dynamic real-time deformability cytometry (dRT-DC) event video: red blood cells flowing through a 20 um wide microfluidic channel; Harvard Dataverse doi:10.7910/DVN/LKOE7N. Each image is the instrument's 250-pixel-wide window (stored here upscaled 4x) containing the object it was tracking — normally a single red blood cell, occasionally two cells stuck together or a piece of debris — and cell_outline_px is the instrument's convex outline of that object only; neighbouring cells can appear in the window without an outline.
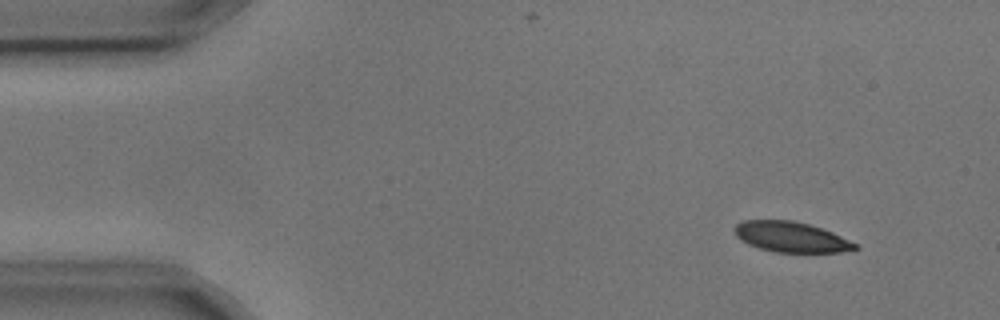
{"species": "common noctule bat (a hibernating species)", "species_latin": "Nyctalus noctula", "temperature_condition": "cold", "stored_images_in_passage": 8, "camera_frame_rate_fps": 3000, "um_per_image_px": 0.085, "animal": {"sex": "male", "body_mass_g": 17.9, "forearm_length_mm": 54.2}, "frame": {"image": 1, "passage_image": 2, "time_ms": 0.333, "image_size_px": [1000, 320], "cell_outline_px": [[860, 248], [840, 252], [776, 252], [760, 248], [748, 244], [740, 240], [736, 236], [732, 228], [736, 224], [744, 220], [792, 220], [808, 224], [832, 232], [860, 244]], "centroid_in_image_um": [67.24, 20.14], "position_along_channel_um": 17.8, "area_um2": 21.44}}
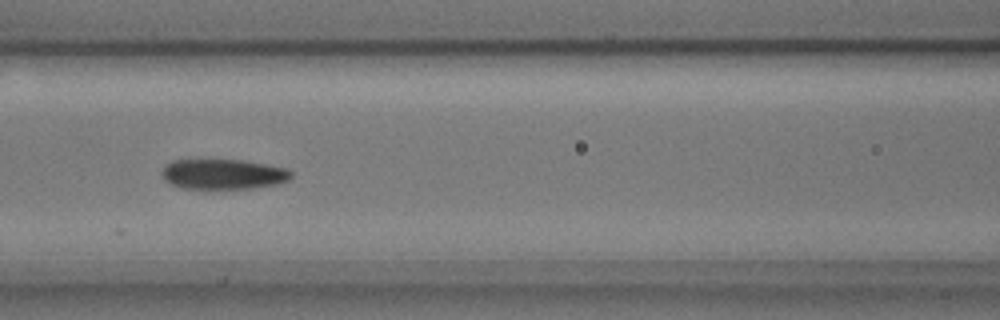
{"frame": {"image": 2, "passage_image": 6, "time_ms": 1.667, "image_size_px": [1000, 320], "cell_outline_px": [[292, 176], [288, 180], [276, 184], [252, 188], [180, 188], [164, 180], [160, 172], [164, 164], [172, 160], [240, 160], [288, 168], [292, 172]], "centroid_in_image_um": [18.93, 14.8], "position_along_channel_um": 147.7, "area_um2": 22.72}}
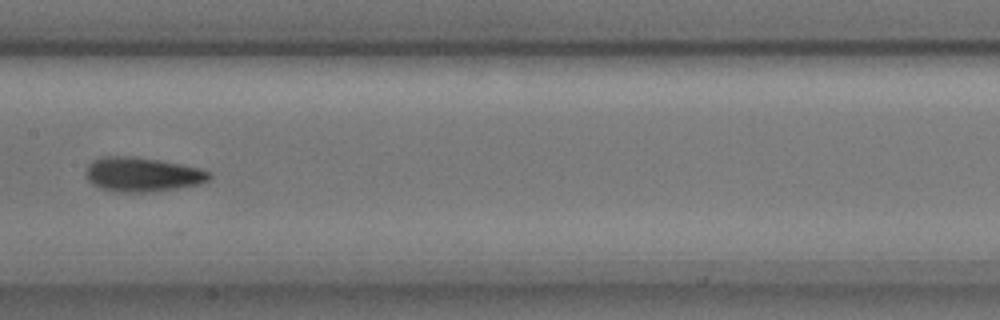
{"frame": {"image": 3, "passage_image": 7, "time_ms": 2.0, "image_size_px": [1000, 320], "cell_outline_px": [[212, 180], [200, 184], [176, 188], [148, 192], [112, 192], [100, 188], [92, 184], [88, 180], [84, 172], [88, 164], [92, 160], [100, 156], [136, 156], [160, 160], [200, 168], [212, 172]], "centroid_in_image_um": [12.09, 14.82], "position_along_channel_um": 195.3, "area_um2": 25.2}}